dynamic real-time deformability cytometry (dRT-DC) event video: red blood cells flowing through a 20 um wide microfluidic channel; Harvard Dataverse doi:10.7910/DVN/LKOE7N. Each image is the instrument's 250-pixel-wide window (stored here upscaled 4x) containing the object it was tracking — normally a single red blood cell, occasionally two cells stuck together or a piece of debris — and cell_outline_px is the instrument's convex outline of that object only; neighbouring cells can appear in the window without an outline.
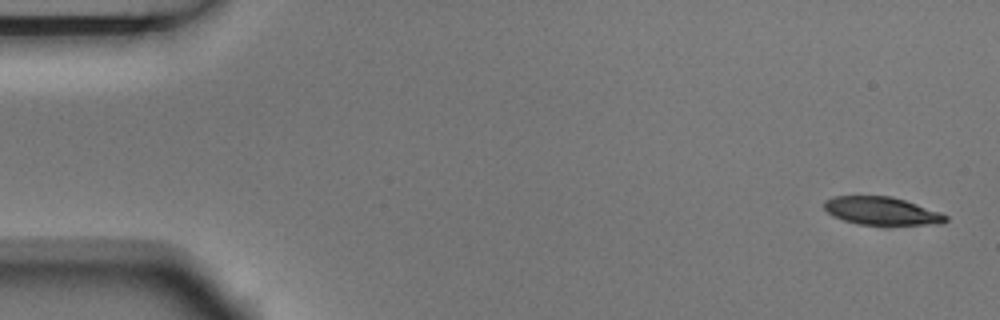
{"species": "Egyptian fruit bat (a non-hibernating species)", "species_latin": "Rousettus aegyptiacus", "temperature_condition": "room temperature", "stored_images_in_passage": 6, "segment_of_instrument_passage": [1, 2], "camera_frame_rate_fps": 3000, "um_per_image_px": 0.085, "animal": {"sex": "male"}, "frame": {"image": 1, "passage_image": 1, "time_ms": 0.0, "image_size_px": [1000, 320], "cell_outline_px": [[948, 220], [944, 224], [860, 224], [844, 220], [832, 216], [824, 208], [824, 200], [832, 196], [892, 196], [940, 212], [948, 216]], "centroid_in_image_um": [74.93, 17.92], "position_along_channel_um": 10.1, "area_um2": 19.65}}
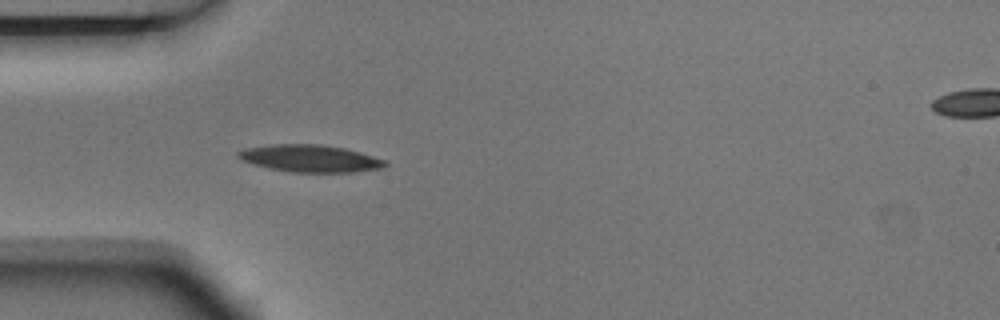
{"frame": {"image": 2, "passage_image": 5, "time_ms": 1.333, "image_size_px": [1000, 320], "cell_outline_px": [[388, 164], [384, 168], [356, 172], [292, 172], [268, 168], [240, 160], [236, 156], [236, 152], [244, 148], [268, 144], [320, 144], [344, 148], [360, 152], [388, 160]], "centroid_in_image_um": [26.36, 13.46], "position_along_channel_um": 58.6, "area_um2": 23.64}}